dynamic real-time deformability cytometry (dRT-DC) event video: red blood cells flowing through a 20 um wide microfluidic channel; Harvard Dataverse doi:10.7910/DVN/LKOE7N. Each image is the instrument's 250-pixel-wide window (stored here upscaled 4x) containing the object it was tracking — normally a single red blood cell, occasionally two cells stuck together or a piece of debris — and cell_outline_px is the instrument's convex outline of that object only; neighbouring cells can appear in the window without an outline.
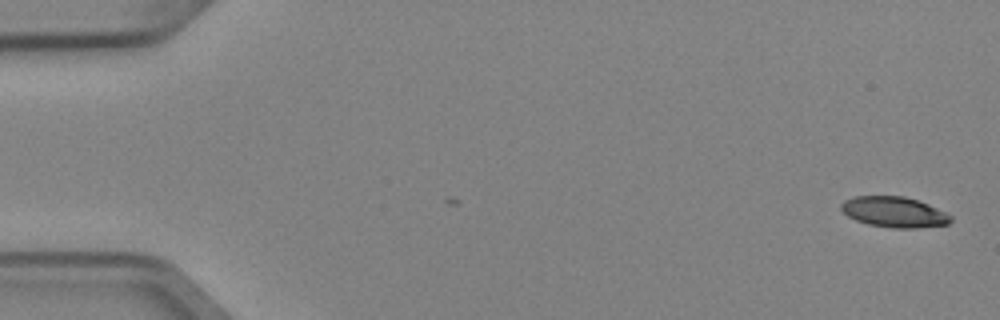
{"species": "Egyptian fruit bat (a non-hibernating species)", "species_latin": "Rousettus aegyptiacus", "temperature_condition": "cold", "stored_images_in_passage": 5, "camera_frame_rate_fps": 3000, "um_per_image_px": 0.085, "animal": {"sex": "female"}, "frame": {"image": 1, "passage_image": 1, "time_ms": 0.0, "image_size_px": [1000, 320], "cell_outline_px": [[952, 220], [948, 224], [916, 228], [892, 228], [868, 224], [856, 220], [848, 216], [840, 208], [840, 204], [844, 200], [856, 196], [904, 196], [920, 200], [952, 216]], "centroid_in_image_um": [76.0, 18.02], "position_along_channel_um": 9.0, "area_um2": 19.54}}
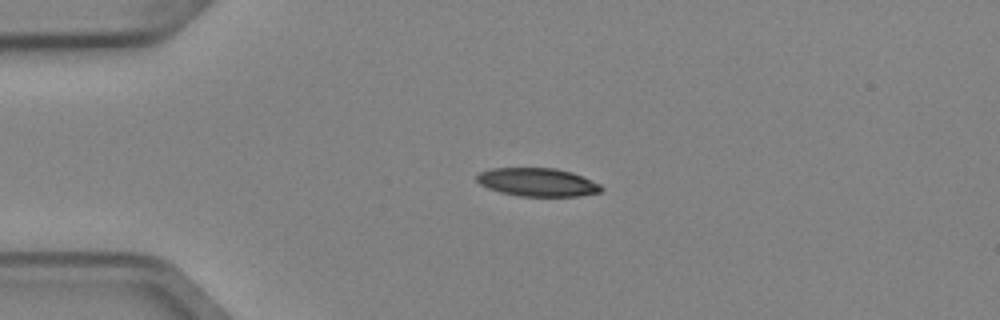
{"frame": {"image": 2, "passage_image": 4, "time_ms": 1.0, "image_size_px": [1000, 320], "cell_outline_px": [[604, 188], [600, 192], [580, 196], [520, 196], [500, 192], [488, 188], [480, 184], [476, 180], [476, 176], [480, 172], [492, 168], [556, 168], [572, 172], [600, 184]], "centroid_in_image_um": [45.69, 15.49], "position_along_channel_um": 39.3, "area_um2": 20.52}}